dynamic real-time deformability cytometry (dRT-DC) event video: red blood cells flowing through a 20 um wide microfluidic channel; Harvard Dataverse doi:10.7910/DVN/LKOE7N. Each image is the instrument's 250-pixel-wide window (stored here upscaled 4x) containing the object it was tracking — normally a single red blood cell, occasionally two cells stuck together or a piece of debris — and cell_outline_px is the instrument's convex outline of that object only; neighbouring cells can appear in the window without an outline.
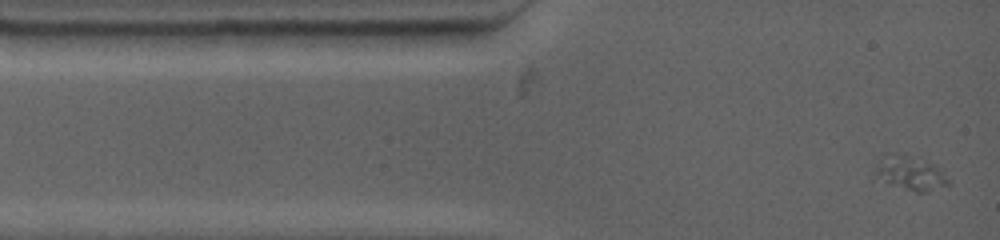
{"species": "common noctule bat (a hibernating species)", "species_latin": "Nyctalus noctula", "temperature_condition": "warm", "stored_images_in_passage": 5, "camera_frame_rate_fps": 4500, "um_per_image_px": 0.085, "animal": {"sex": "female", "body_mass_g": 19.0, "forearm_length_mm": 53.3}, "frame": {"image": 1, "passage_image": 1, "time_ms": 0.0, "image_size_px": [1000, 240], "cell_outline_px": [[948, 184], [928, 192], [916, 192], [888, 184], [876, 176], [876, 168], [880, 160], [888, 152], [896, 152], [920, 156], [932, 164], [948, 180]], "centroid_in_image_um": [77.33, 14.68], "position_along_channel_um": 7.7, "area_um2": 14.45}}
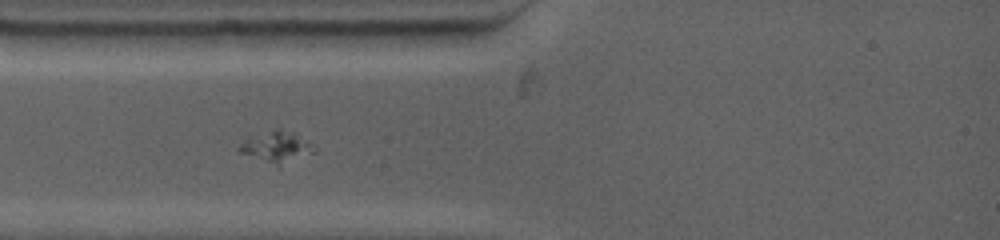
{"frame": {"image": 2, "passage_image": 4, "time_ms": 2.667, "image_size_px": [1000, 240], "cell_outline_px": [[316, 152], [280, 168], [240, 152], [236, 148], [248, 136], [272, 132], [292, 132], [316, 144]], "centroid_in_image_um": [23.57, 12.57], "position_along_channel_um": 61.4, "area_um2": 13.64}}
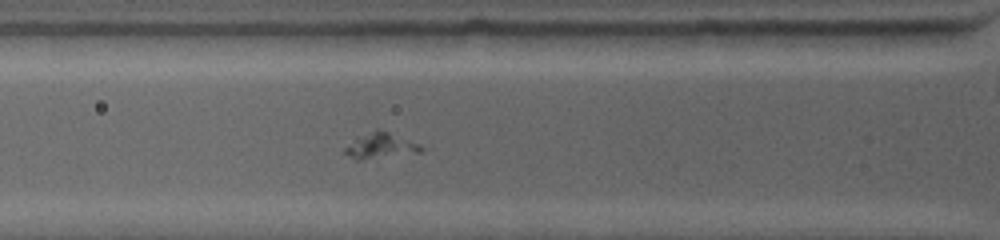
{"frame": {"image": 3, "passage_image": 5, "time_ms": 3.556, "image_size_px": [1000, 240], "cell_outline_px": [[424, 148], [420, 152], [360, 160], [356, 160], [348, 156], [344, 152], [344, 148], [356, 140], [376, 128], [380, 128], [420, 144]], "centroid_in_image_um": [32.38, 12.39], "position_along_channel_um": 93.4, "area_um2": 11.1}}